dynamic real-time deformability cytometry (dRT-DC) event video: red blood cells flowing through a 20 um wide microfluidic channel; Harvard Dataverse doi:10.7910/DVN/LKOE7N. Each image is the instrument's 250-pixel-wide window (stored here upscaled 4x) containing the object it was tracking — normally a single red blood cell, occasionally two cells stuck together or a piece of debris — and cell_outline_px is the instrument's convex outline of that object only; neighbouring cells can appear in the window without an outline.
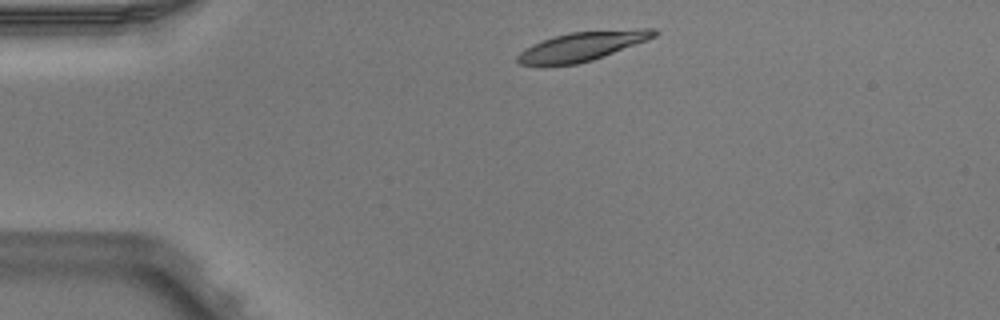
{"species": "Egyptian fruit bat (a non-hibernating species)", "species_latin": "Rousettus aegyptiacus", "temperature_condition": "warm", "stored_images_in_passage": 2, "camera_frame_rate_fps": 3000, "um_per_image_px": 0.085, "animal": {"sex": "male"}, "frame": {"image": 1, "passage_image": 1, "time_ms": 0.0, "image_size_px": [1000, 320], "cell_outline_px": [[660, 32], [656, 36], [648, 40], [604, 56], [592, 60], [576, 64], [520, 64], [516, 60], [516, 56], [520, 52], [532, 44], [568, 32], [640, 28], [656, 28]], "centroid_in_image_um": [49.58, 3.9], "position_along_channel_um": 35.4, "area_um2": 23.0}}